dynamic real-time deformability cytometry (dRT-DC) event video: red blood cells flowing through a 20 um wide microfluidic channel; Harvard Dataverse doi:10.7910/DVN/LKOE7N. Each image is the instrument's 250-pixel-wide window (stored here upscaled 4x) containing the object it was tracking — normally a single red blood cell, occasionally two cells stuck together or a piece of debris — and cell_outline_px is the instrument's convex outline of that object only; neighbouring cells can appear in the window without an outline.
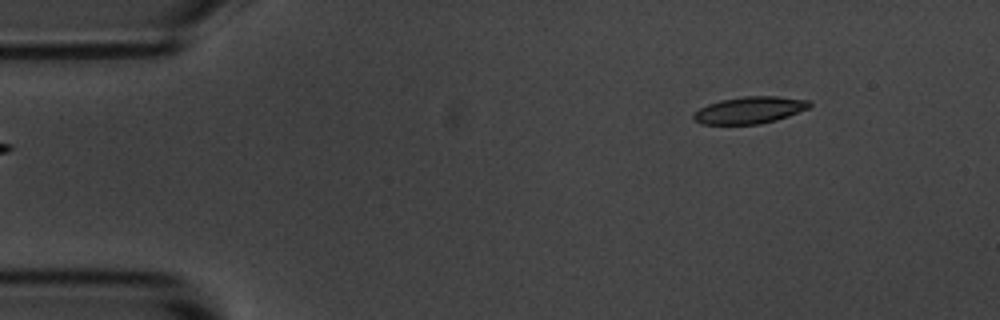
{"species": "common noctule bat (a hibernating species)", "species_latin": "Nyctalus noctula", "temperature_condition": "room temperature", "stored_images_in_passage": 5, "camera_frame_rate_fps": 3000, "um_per_image_px": 0.085, "animal": {"sex": "male", "body_mass_g": 20.1, "forearm_length_mm": 53.5}, "frame": {"image": 1, "passage_image": 5, "time_ms": 4.333, "image_size_px": [1000, 320], "cell_outline_px": [[812, 104], [808, 108], [788, 116], [776, 120], [760, 124], [700, 124], [692, 116], [692, 112], [708, 104], [720, 100], [744, 96], [776, 96], [808, 100]], "centroid_in_image_um": [63.69, 9.36], "position_along_channel_um": 21.3, "area_um2": 18.15}}